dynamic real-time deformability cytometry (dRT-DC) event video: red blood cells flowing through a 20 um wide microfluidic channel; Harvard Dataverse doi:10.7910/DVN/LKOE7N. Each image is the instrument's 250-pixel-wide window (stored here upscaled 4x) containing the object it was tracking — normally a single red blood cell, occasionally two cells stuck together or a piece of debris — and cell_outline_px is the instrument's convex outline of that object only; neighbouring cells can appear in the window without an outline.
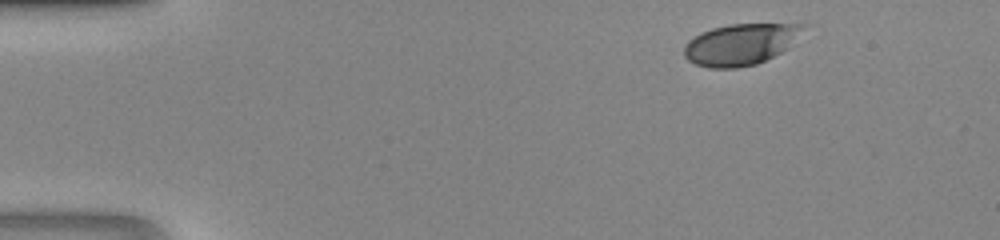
{"species": "human", "species_latin": "Homo sapiens", "temperature_condition": "room temperature", "stored_images_in_passage": 43, "camera_frame_rate_fps": 3000, "um_per_image_px": 0.085, "donor": {"sex": "male"}, "frame": {"image": 1, "passage_image": 1, "time_ms": 0.0, "image_size_px": [1000, 240], "cell_outline_px": [[804, 24], [788, 48], [756, 64], [736, 68], [708, 68], [696, 64], [688, 60], [684, 56], [684, 44], [688, 40], [700, 32], [712, 28], [732, 24]], "centroid_in_image_um": [62.84, 3.78], "position_along_channel_um": 22.2, "area_um2": 28.21}}
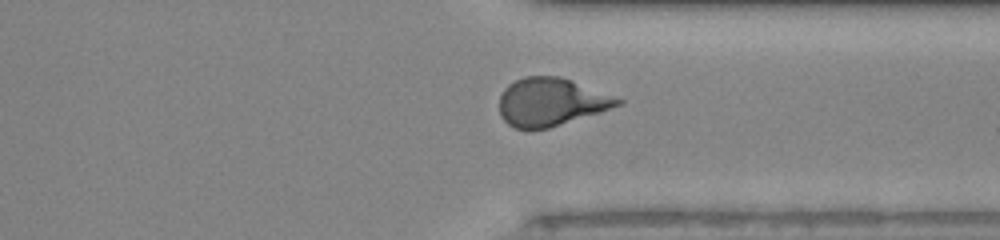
{"frame": {"image": 2, "passage_image": 32, "time_ms": 10.333, "image_size_px": [1000, 240], "cell_outline_px": [[624, 104], [600, 112], [548, 128], [516, 128], [508, 124], [500, 116], [500, 96], [504, 88], [508, 84], [524, 76], [560, 76], [572, 80], [624, 100]], "centroid_in_image_um": [46.84, 8.65], "position_along_channel_um": 364.6, "area_um2": 32.89}}
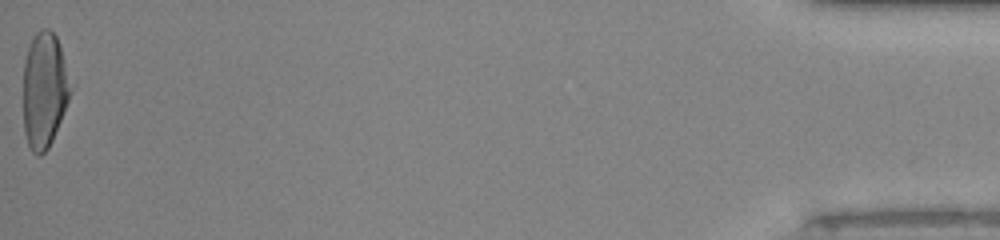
{"frame": {"image": 3, "passage_image": 43, "time_ms": 14.0, "image_size_px": [1000, 240], "cell_outline_px": [[68, 100], [52, 140], [48, 148], [40, 156], [36, 156], [32, 152], [28, 144], [24, 132], [24, 60], [28, 48], [36, 32], [40, 28], [48, 28], [56, 36], [60, 48], [68, 88]], "centroid_in_image_um": [3.7, 7.69], "position_along_channel_um": 431.5, "area_um2": 30.69}}